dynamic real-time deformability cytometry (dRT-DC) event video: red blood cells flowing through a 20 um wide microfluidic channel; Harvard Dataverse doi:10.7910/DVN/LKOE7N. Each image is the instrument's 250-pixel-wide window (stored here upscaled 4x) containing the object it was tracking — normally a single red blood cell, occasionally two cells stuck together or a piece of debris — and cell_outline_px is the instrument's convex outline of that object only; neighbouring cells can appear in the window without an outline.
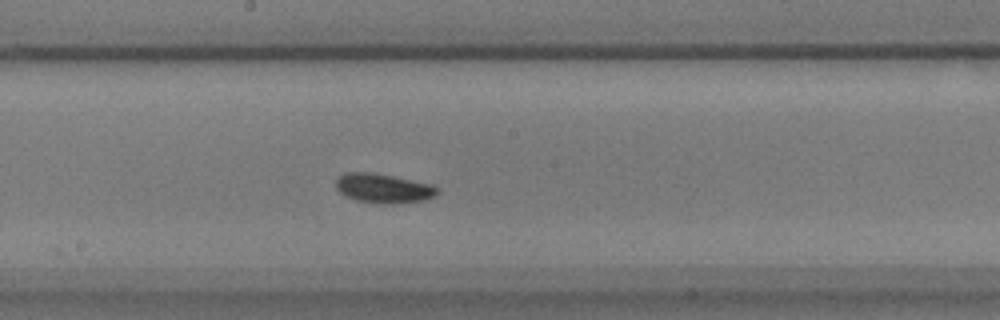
{"species": "common noctule bat (a hibernating species)", "species_latin": "Nyctalus noctula", "temperature_condition": "warm", "stored_images_in_passage": 48, "camera_frame_rate_fps": 3000, "um_per_image_px": 0.085, "animal": {"sex": "male", "body_mass_g": 17.9}, "frame": {"image": 1, "passage_image": 23, "time_ms": 7.333, "image_size_px": [1000, 320], "cell_outline_px": [[440, 192], [436, 196], [424, 200], [392, 204], [380, 204], [356, 200], [340, 192], [336, 188], [336, 180], [344, 172], [372, 172], [432, 184], [440, 188]], "centroid_in_image_um": [32.63, 16.01], "position_along_channel_um": 215.6, "area_um2": 17.46}}
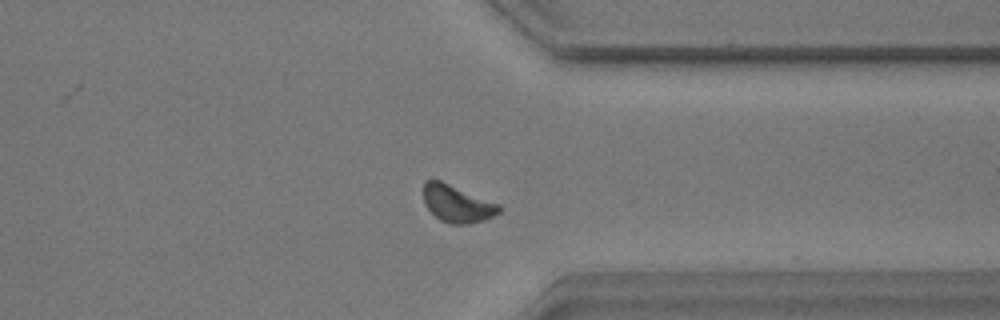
{"frame": {"image": 2, "passage_image": 36, "time_ms": 11.667, "image_size_px": [1000, 320], "cell_outline_px": [[500, 212], [484, 220], [468, 224], [452, 224], [440, 220], [424, 204], [424, 180], [440, 180], [500, 204]], "centroid_in_image_um": [38.86, 17.31], "position_along_channel_um": 372.5, "area_um2": 16.24}}
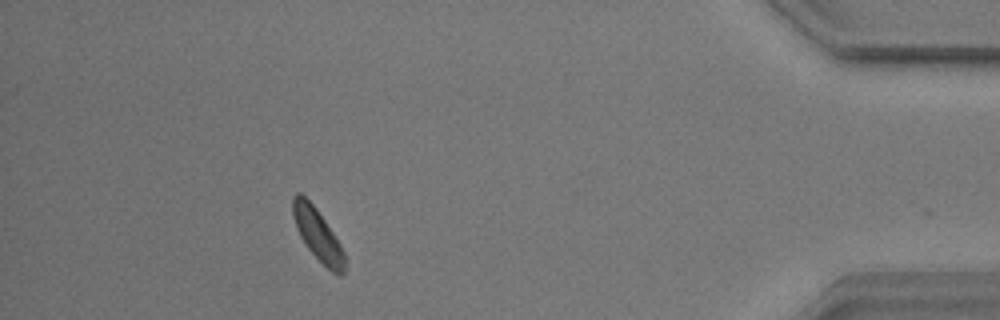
{"frame": {"image": 3, "passage_image": 43, "time_ms": 14.0, "image_size_px": [1000, 320], "cell_outline_px": [[344, 272], [340, 276], [332, 272], [304, 244], [296, 228], [292, 216], [292, 196], [296, 192], [300, 192], [316, 208], [340, 244], [344, 252]], "centroid_in_image_um": [26.96, 19.91], "position_along_channel_um": 408.2, "area_um2": 15.37}, "authors_computed_cell_mechanics": {"area_um2": 16.184, "velocity_mm_per_s": 3.672, "shape_relaxation_time_tau1_ms": 1.7784, "shape_relaxation_time_tau2_ms": null, "deformation_change_tau1": 0.0913, "deformation_change_tau2": null}}